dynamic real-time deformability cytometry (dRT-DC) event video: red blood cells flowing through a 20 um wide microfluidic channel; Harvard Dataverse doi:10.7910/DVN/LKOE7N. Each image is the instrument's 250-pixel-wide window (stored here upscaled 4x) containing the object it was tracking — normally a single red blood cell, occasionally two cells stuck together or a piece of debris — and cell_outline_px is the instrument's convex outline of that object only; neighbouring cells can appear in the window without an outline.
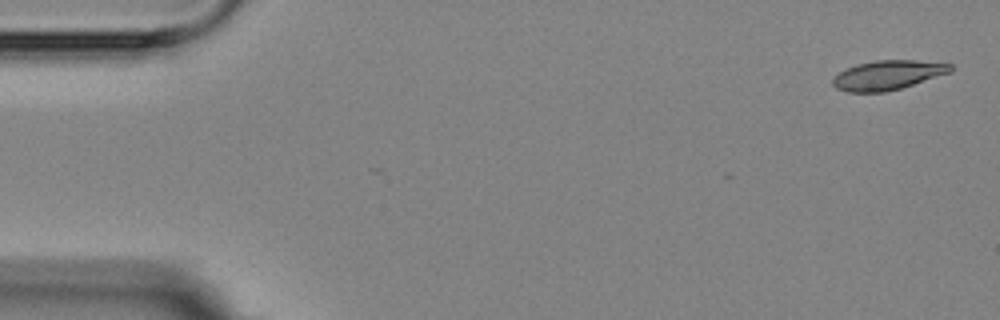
{"species": "Egyptian fruit bat (a non-hibernating species)", "species_latin": "Rousettus aegyptiacus", "temperature_condition": "room temperature", "stored_images_in_passage": 2, "camera_frame_rate_fps": 3000, "um_per_image_px": 0.085, "animal": {"sex": "female"}, "frame": {"image": 1, "passage_image": 1, "time_ms": 0.0, "image_size_px": [1000, 320], "cell_outline_px": [[952, 72], [900, 88], [884, 92], [848, 92], [836, 88], [832, 84], [832, 80], [840, 72], [856, 64], [876, 60], [916, 60], [952, 64]], "centroid_in_image_um": [75.47, 6.38], "position_along_channel_um": 9.5, "area_um2": 20.0}}